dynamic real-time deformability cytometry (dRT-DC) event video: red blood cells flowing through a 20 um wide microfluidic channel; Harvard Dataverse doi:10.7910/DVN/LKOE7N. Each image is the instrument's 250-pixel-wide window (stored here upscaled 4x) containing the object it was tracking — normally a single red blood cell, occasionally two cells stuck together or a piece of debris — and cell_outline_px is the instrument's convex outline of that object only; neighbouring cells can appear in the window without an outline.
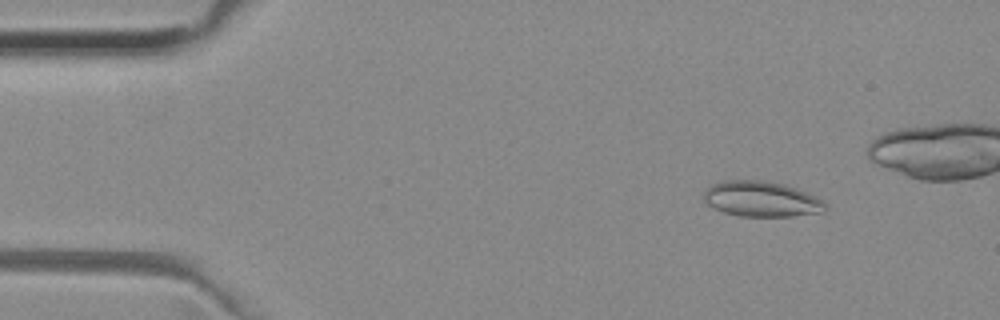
{"species": "common noctule bat (a hibernating species)", "species_latin": "Nyctalus noctula", "temperature_condition": "room temperature", "stored_images_in_passage": 15, "camera_frame_rate_fps": 3000, "um_per_image_px": 0.085, "animal": {"sex": "female", "body_mass_g": 29.2, "forearm_length_mm": 56.3}, "frame": {"image": 1, "passage_image": 6, "time_ms": 1.667, "image_size_px": [1000, 320], "cell_outline_px": [[824, 208], [816, 212], [792, 216], [740, 216], [724, 212], [708, 204], [704, 200], [704, 192], [712, 184], [724, 180], [756, 180], [780, 184], [816, 196], [824, 204]], "centroid_in_image_um": [64.63, 16.92], "position_along_channel_um": 20.4, "area_um2": 24.22}}